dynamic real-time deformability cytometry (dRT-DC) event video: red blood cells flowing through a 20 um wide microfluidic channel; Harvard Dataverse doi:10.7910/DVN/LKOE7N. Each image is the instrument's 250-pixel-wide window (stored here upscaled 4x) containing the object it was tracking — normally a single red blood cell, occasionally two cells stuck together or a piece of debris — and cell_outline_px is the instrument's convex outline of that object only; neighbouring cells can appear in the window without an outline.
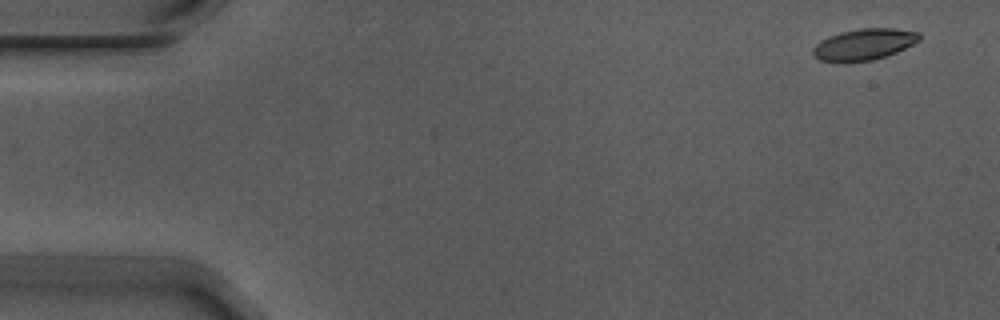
{"species": "Egyptian fruit bat (a non-hibernating species)", "species_latin": "Rousettus aegyptiacus", "temperature_condition": "warm", "stored_images_in_passage": 8, "camera_frame_rate_fps": 3000, "um_per_image_px": 0.085, "animal": {"sex": "male"}, "frame": {"image": 1, "passage_image": 1, "time_ms": 0.0, "image_size_px": [1000, 320], "cell_outline_px": [[920, 40], [896, 52], [872, 60], [844, 64], [840, 64], [820, 60], [812, 56], [812, 48], [820, 40], [828, 36], [840, 32], [860, 28], [896, 28], [920, 32]], "centroid_in_image_um": [73.37, 3.79], "position_along_channel_um": 11.6, "area_um2": 19.88}}
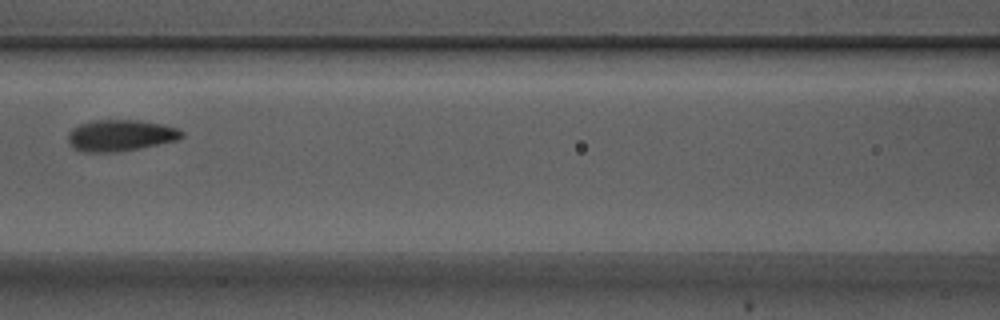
{"frame": {"image": 2, "passage_image": 6, "time_ms": 1.667, "image_size_px": [1000, 320], "cell_outline_px": [[184, 136], [176, 140], [140, 148], [116, 152], [84, 152], [72, 148], [68, 140], [68, 132], [72, 128], [80, 124], [92, 120], [140, 120], [164, 124], [176, 128], [184, 132]], "centroid_in_image_um": [10.22, 11.5], "position_along_channel_um": 156.4, "area_um2": 20.92}}
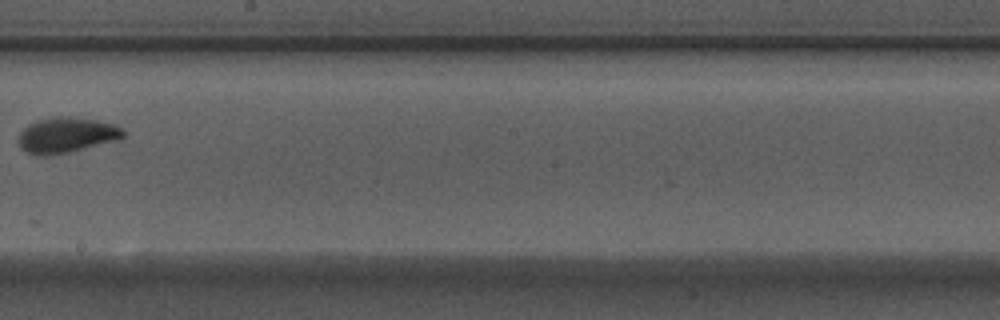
{"frame": {"image": 3, "passage_image": 8, "time_ms": 2.333, "image_size_px": [1000, 320], "cell_outline_px": [[124, 136], [120, 140], [68, 152], [48, 156], [36, 156], [20, 148], [20, 132], [28, 124], [40, 120], [60, 116], [64, 116], [96, 120], [116, 124], [124, 128]], "centroid_in_image_um": [5.7, 11.49], "position_along_channel_um": 242.5, "area_um2": 21.62}}